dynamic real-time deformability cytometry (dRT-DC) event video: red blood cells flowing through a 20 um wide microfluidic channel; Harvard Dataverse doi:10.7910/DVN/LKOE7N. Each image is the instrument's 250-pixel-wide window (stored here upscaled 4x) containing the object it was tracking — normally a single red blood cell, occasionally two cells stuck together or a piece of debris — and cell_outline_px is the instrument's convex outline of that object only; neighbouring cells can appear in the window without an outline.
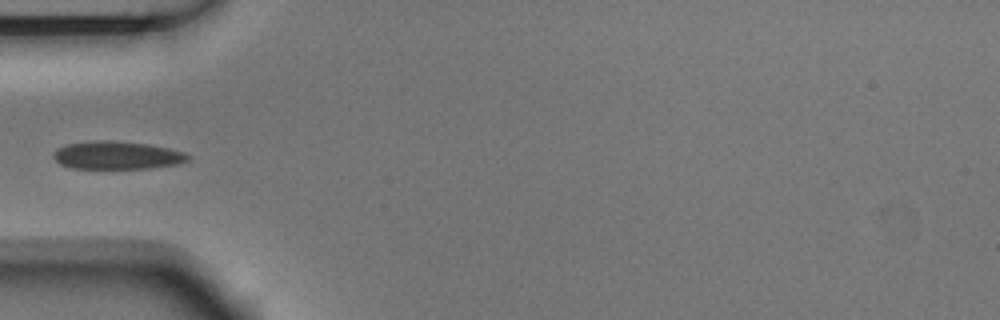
{"species": "Egyptian fruit bat (a non-hibernating species)", "species_latin": "Rousettus aegyptiacus", "temperature_condition": "room temperature", "stored_images_in_passage": 4, "camera_frame_rate_fps": 3000, "um_per_image_px": 0.085, "animal": {"sex": "male"}, "frame": {"image": 1, "passage_image": 4, "time_ms": 1.0, "image_size_px": [1000, 320], "cell_outline_px": [[192, 156], [188, 160], [180, 164], [148, 168], [72, 168], [60, 164], [52, 156], [52, 152], [56, 148], [68, 144], [96, 140], [108, 140], [148, 144], [168, 148], [184, 152]], "centroid_in_image_um": [9.95, 13.2], "position_along_channel_um": 75.1, "area_um2": 21.96}}